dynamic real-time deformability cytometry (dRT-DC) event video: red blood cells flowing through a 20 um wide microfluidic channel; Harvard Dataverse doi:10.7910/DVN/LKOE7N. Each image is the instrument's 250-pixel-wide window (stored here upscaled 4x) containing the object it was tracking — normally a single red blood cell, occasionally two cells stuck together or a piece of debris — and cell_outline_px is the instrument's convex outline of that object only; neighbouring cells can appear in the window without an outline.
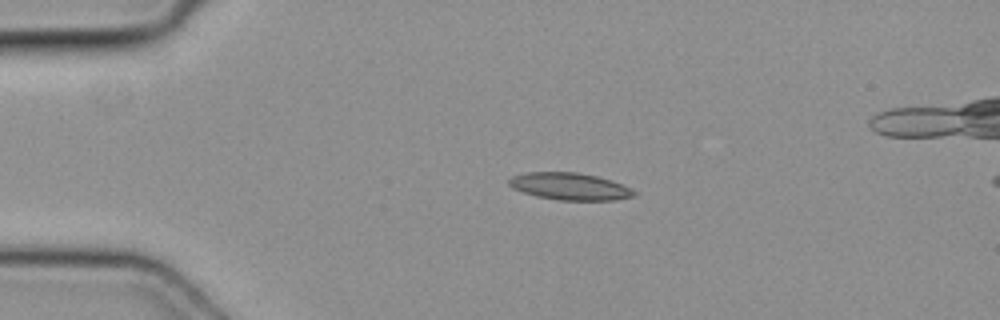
{"species": "common noctule bat (a hibernating species)", "species_latin": "Nyctalus noctula", "temperature_condition": "cold", "stored_images_in_passage": 38, "camera_frame_rate_fps": 3000, "um_per_image_px": 0.085, "animal": {"sex": "female", "body_mass_g": 19.3, "forearm_length_mm": 54.1}, "frame": {"image": 1, "passage_image": 1, "time_ms": 0.0, "image_size_px": [1000, 320], "cell_outline_px": [[636, 196], [616, 200], [560, 200], [536, 196], [512, 188], [508, 184], [508, 180], [512, 176], [528, 172], [576, 172], [596, 176], [632, 188], [636, 192]], "centroid_in_image_um": [48.43, 15.85], "position_along_channel_um": 36.6, "area_um2": 19.65}}
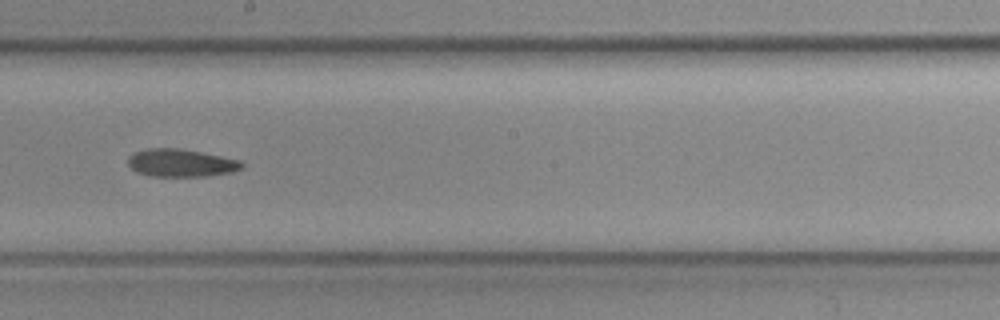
{"frame": {"image": 2, "passage_image": 18, "time_ms": 5.667, "image_size_px": [1000, 320], "cell_outline_px": [[244, 168], [232, 172], [204, 176], [152, 176], [136, 172], [128, 164], [128, 156], [132, 152], [148, 148], [176, 148], [200, 152], [240, 160], [244, 164]], "centroid_in_image_um": [15.36, 13.84], "position_along_channel_um": 232.8, "area_um2": 18.38}}
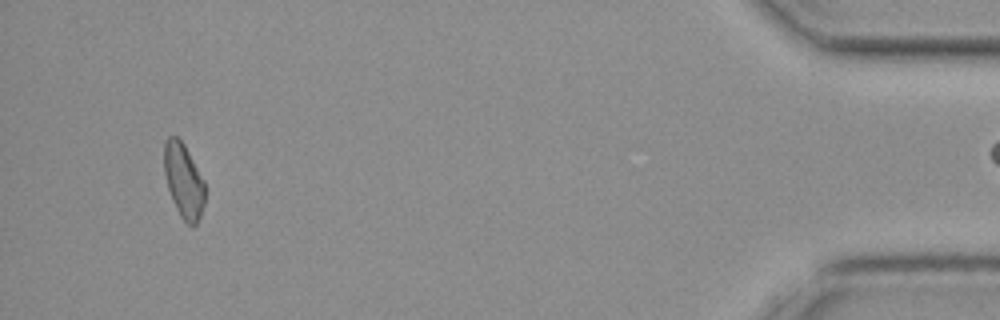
{"frame": {"image": 3, "passage_image": 37, "time_ms": 12.0, "image_size_px": [1000, 320], "cell_outline_px": [[204, 204], [200, 216], [196, 224], [192, 228], [180, 216], [172, 200], [168, 188], [164, 172], [164, 144], [168, 136], [176, 136], [184, 144], [204, 180]], "centroid_in_image_um": [15.6, 15.37], "position_along_channel_um": 419.6, "area_um2": 17.63}}